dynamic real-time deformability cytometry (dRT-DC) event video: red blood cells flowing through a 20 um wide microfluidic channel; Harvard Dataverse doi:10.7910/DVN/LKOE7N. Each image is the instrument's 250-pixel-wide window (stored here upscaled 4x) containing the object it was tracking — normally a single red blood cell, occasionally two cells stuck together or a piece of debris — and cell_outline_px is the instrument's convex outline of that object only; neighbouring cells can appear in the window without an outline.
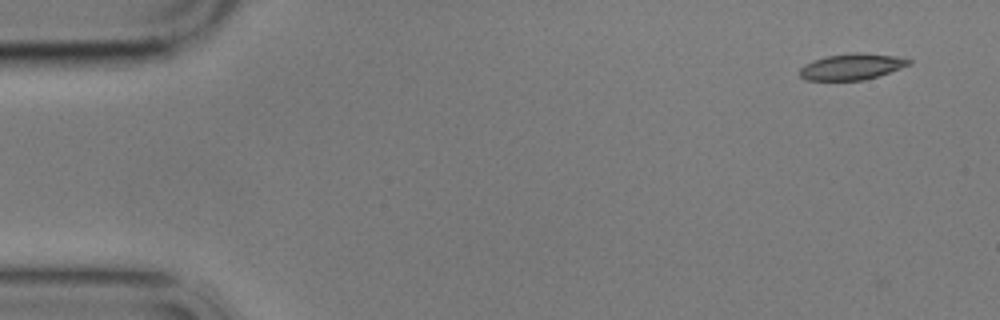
{"species": "common noctule bat (a hibernating species)", "species_latin": "Nyctalus noctula", "temperature_condition": "cold", "stored_images_in_passage": 6, "camera_frame_rate_fps": 3000, "um_per_image_px": 0.085, "animal": {"sex": "male", "body_mass_g": 17.9}, "frame": {"image": 1, "passage_image": 1, "time_ms": 0.0, "image_size_px": [1000, 320], "cell_outline_px": [[912, 64], [864, 80], [808, 80], [800, 76], [800, 68], [804, 64], [812, 60], [828, 56], [852, 52], [860, 52], [896, 56], [912, 60]], "centroid_in_image_um": [72.4, 5.65], "position_along_channel_um": 12.6, "area_um2": 16.53}}
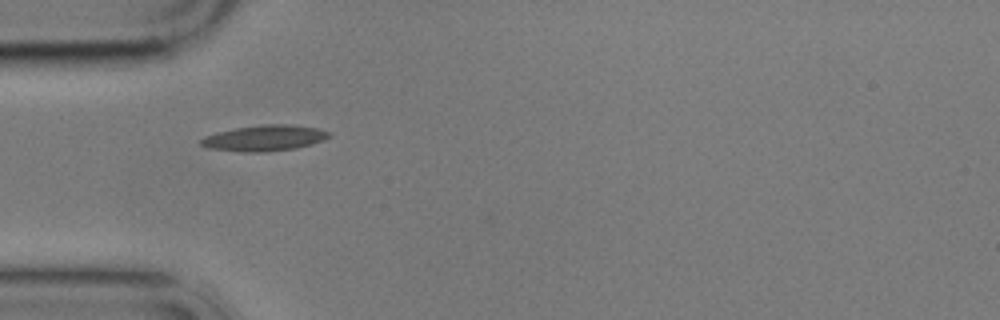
{"frame": {"image": 2, "passage_image": 5, "time_ms": 4.667, "image_size_px": [1000, 320], "cell_outline_px": [[332, 132], [324, 140], [312, 144], [296, 148], [268, 152], [244, 152], [208, 148], [200, 144], [200, 140], [204, 136], [216, 132], [236, 128], [260, 124], [288, 124], [316, 128]], "centroid_in_image_um": [22.47, 11.73], "position_along_channel_um": 62.5, "area_um2": 19.36}}
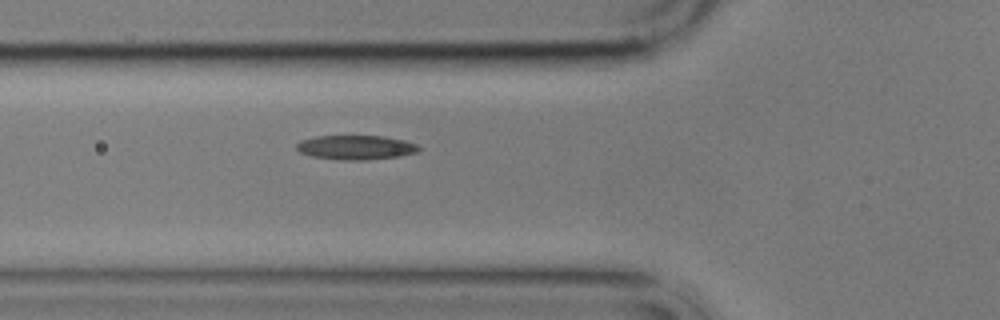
{"frame": {"image": 3, "passage_image": 6, "time_ms": 5.667, "image_size_px": [1000, 320], "cell_outline_px": [[420, 148], [416, 152], [400, 156], [368, 160], [344, 160], [312, 156], [300, 152], [296, 148], [296, 144], [300, 140], [316, 136], [384, 136], [404, 140], [416, 144]], "centroid_in_image_um": [30.24, 12.53], "position_along_channel_um": 95.6, "area_um2": 17.28}}